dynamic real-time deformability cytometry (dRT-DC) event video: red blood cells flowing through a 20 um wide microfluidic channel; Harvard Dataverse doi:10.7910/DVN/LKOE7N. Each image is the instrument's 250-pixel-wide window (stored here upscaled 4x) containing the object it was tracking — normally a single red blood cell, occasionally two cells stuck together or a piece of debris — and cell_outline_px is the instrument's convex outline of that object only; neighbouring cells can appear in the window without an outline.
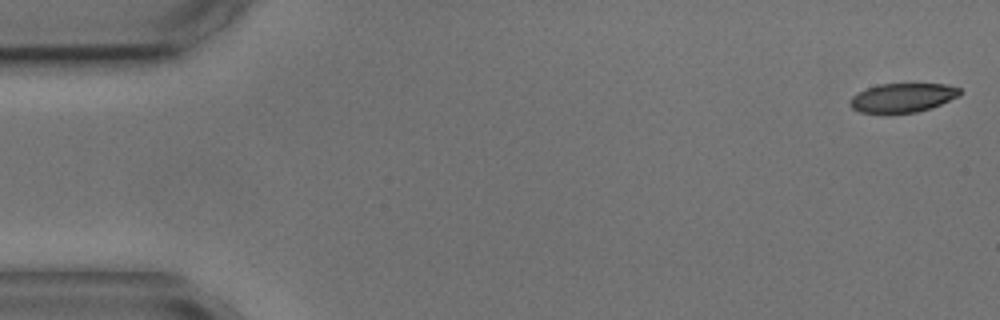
{"species": "common noctule bat (a hibernating species)", "species_latin": "Nyctalus noctula", "temperature_condition": "cold", "stored_images_in_passage": 6, "camera_frame_rate_fps": 3000, "um_per_image_px": 0.085, "animal": {"sex": "male", "body_mass_g": 17.9, "forearm_length_mm": 54.2}, "frame": {"image": 1, "passage_image": 1, "time_ms": 0.0, "image_size_px": [1000, 320], "cell_outline_px": [[960, 96], [932, 108], [916, 112], [860, 112], [852, 108], [848, 104], [848, 100], [852, 96], [868, 88], [880, 84], [948, 84], [960, 88]], "centroid_in_image_um": [76.75, 8.3], "position_along_channel_um": 8.3, "area_um2": 18.44}}
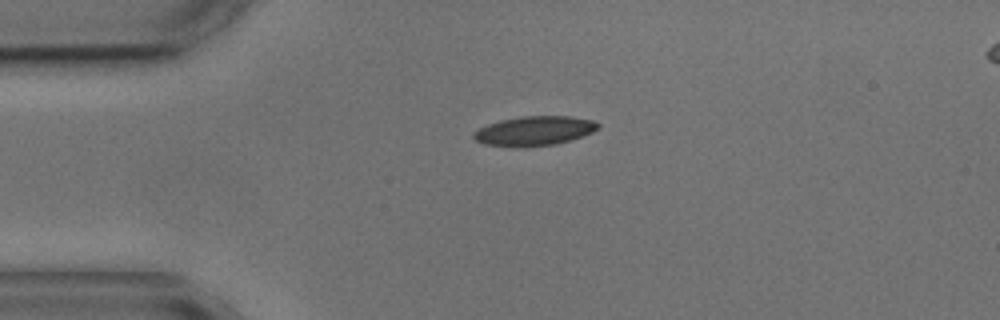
{"frame": {"image": 2, "passage_image": 4, "time_ms": 3.667, "image_size_px": [1000, 320], "cell_outline_px": [[600, 128], [592, 132], [572, 140], [556, 144], [524, 148], [484, 144], [476, 140], [472, 136], [472, 132], [488, 124], [500, 120], [524, 116], [572, 116], [592, 120], [600, 124]], "centroid_in_image_um": [45.43, 11.13], "position_along_channel_um": 39.6, "area_um2": 21.56}}